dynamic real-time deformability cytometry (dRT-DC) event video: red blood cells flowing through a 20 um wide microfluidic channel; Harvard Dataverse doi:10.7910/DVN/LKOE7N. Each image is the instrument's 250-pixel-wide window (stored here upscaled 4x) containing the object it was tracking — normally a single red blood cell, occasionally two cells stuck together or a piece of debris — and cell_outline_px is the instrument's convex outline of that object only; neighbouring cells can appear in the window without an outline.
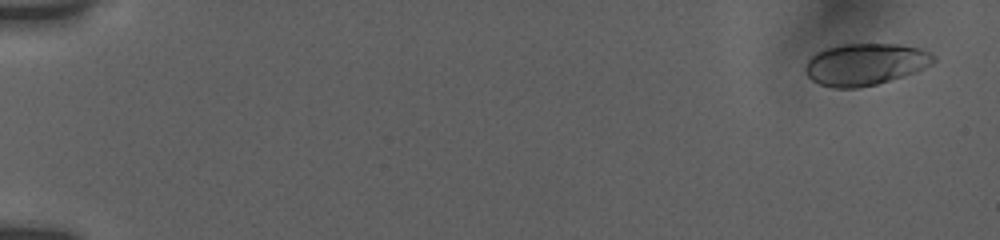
{"species": "human", "species_latin": "Homo sapiens", "temperature_condition": "room temperature", "stored_images_in_passage": 22, "camera_frame_rate_fps": 3000, "um_per_image_px": 0.085, "donor": {"sex": "female"}, "frame": {"image": 1, "passage_image": 1, "time_ms": 0.0, "image_size_px": [1000, 240], "cell_outline_px": [[936, 60], [932, 64], [924, 68], [876, 84], [856, 88], [832, 88], [820, 84], [812, 80], [804, 72], [804, 64], [816, 52], [840, 44], [900, 44], [920, 48], [936, 56]], "centroid_in_image_um": [73.51, 5.45], "position_along_channel_um": 11.5, "area_um2": 31.15}}
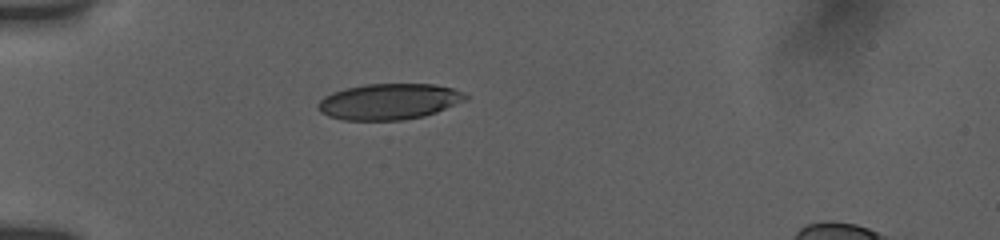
{"frame": {"image": 2, "passage_image": 19, "time_ms": 5.0, "image_size_px": [1000, 240], "cell_outline_px": [[468, 100], [436, 112], [424, 116], [404, 120], [344, 120], [328, 116], [320, 112], [316, 108], [316, 104], [324, 96], [332, 92], [344, 88], [364, 84], [432, 84], [452, 88], [464, 92], [468, 96]], "centroid_in_image_um": [33.05, 8.63], "position_along_channel_um": 51.9, "area_um2": 31.21}}